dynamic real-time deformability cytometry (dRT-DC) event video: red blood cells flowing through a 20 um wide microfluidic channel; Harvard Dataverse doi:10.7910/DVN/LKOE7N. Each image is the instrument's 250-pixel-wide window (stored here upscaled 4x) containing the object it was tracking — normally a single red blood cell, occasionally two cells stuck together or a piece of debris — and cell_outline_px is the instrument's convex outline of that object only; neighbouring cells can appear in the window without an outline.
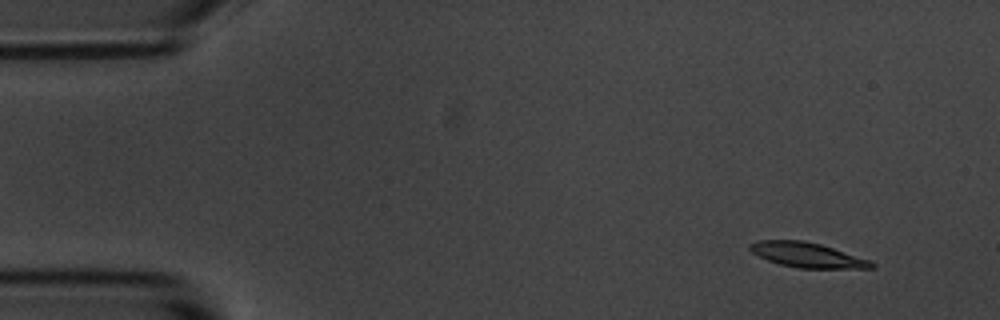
{"species": "common noctule bat (a hibernating species)", "species_latin": "Nyctalus noctula", "temperature_condition": "room temperature", "stored_images_in_passage": 51, "camera_frame_rate_fps": 3000, "um_per_image_px": 0.085, "animal": {"sex": "male", "body_mass_g": 20.1, "forearm_length_mm": 53.5}, "frame": {"image": 1, "passage_image": 1, "time_ms": 0.0, "image_size_px": [1000, 320], "cell_outline_px": [[876, 268], [796, 268], [780, 264], [768, 260], [752, 252], [748, 248], [748, 244], [756, 240], [804, 240], [820, 244], [872, 260], [876, 264]], "centroid_in_image_um": [68.63, 21.67], "position_along_channel_um": 16.4, "area_um2": 17.74}}
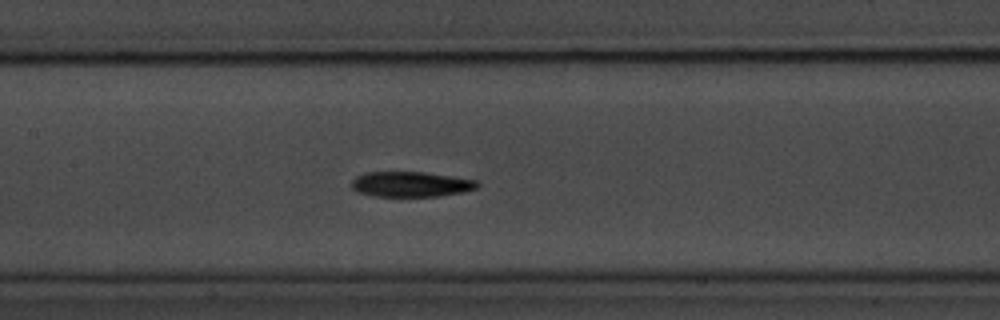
{"frame": {"image": 2, "passage_image": 22, "time_ms": 7.0, "image_size_px": [1000, 320], "cell_outline_px": [[480, 184], [476, 188], [464, 192], [436, 196], [376, 196], [356, 192], [352, 188], [352, 180], [356, 176], [368, 172], [424, 172], [476, 180]], "centroid_in_image_um": [34.91, 15.66], "position_along_channel_um": 172.5, "area_um2": 18.38}}
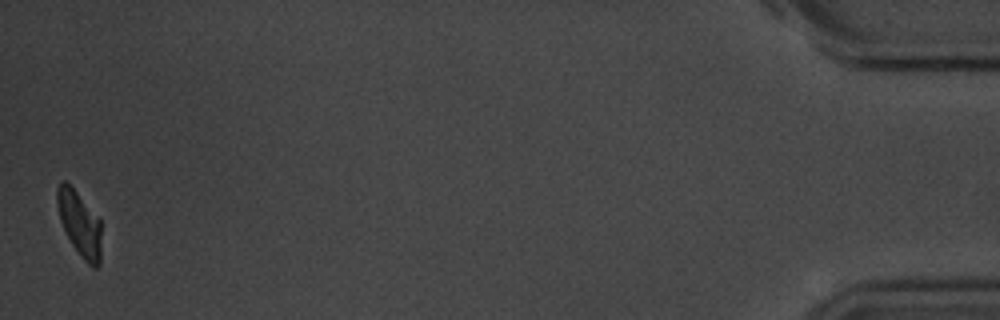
{"frame": {"image": 3, "passage_image": 51, "time_ms": 16.667, "image_size_px": [1000, 320], "cell_outline_px": [[100, 264], [96, 268], [92, 268], [84, 260], [72, 244], [60, 220], [56, 204], [56, 188], [64, 180], [100, 216]], "centroid_in_image_um": [6.77, 19.01], "position_along_channel_um": 428.4, "area_um2": 16.65}, "authors_computed_cell_mechanics": {"area_um2": 18.2648, "velocity_mm_per_s": 3.6112, "shape_relaxation_time_tau1_ms": 2.4728, "shape_relaxation_time_tau2_ms": 6.9014, "deformation_change_tau1": 0.1519, "deformation_change_tau2": 0.1322}}